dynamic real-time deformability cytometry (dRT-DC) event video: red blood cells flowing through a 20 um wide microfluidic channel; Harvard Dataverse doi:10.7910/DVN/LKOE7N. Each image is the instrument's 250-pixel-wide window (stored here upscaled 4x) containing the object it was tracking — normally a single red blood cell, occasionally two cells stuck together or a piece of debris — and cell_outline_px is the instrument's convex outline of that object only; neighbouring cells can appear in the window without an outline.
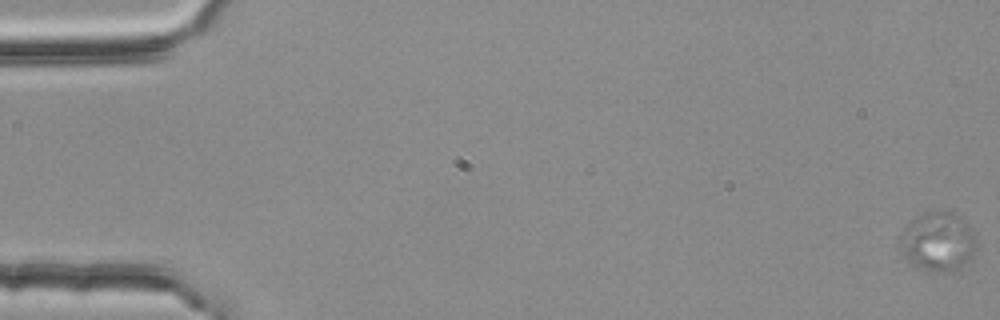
{"species": "common noctule bat (a hibernating species)", "species_latin": "Nyctalus noctula", "temperature_condition": "room temperature", "stored_images_in_passage": 4, "camera_frame_rate_fps": 3000, "um_per_image_px": 0.085, "animal": {"sex": "female", "body_mass_g": 25.1}, "frame": {"image": 1, "passage_image": 1, "time_ms": 0.0, "image_size_px": [1000, 320], "cell_outline_px": [[976, 248], [972, 260], [952, 272], [936, 272], [916, 264], [908, 260], [904, 252], [900, 240], [900, 236], [904, 228], [916, 216], [924, 212], [936, 208], [944, 208], [956, 212], [960, 216], [968, 228], [976, 244]], "centroid_in_image_um": [79.76, 20.48], "position_along_channel_um": 5.2, "area_um2": 26.18}}
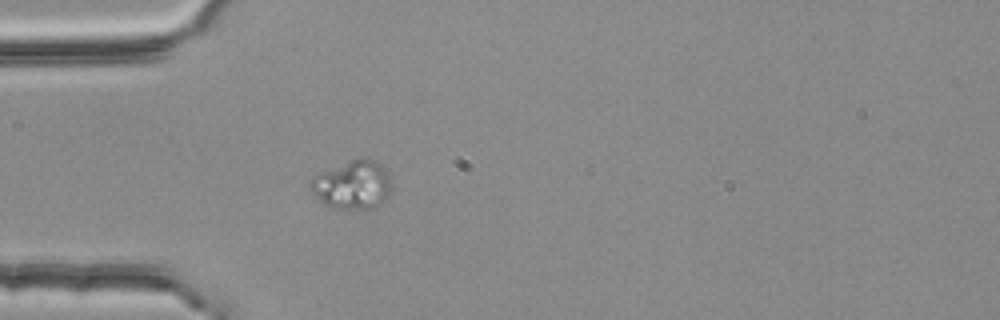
{"frame": {"image": 2, "passage_image": 4, "time_ms": 1.0, "image_size_px": [1000, 320], "cell_outline_px": [[392, 192], [388, 200], [376, 208], [332, 208], [324, 204], [312, 192], [308, 184], [320, 172], [360, 156], [364, 156], [388, 168], [392, 176]], "centroid_in_image_um": [30.07, 15.69], "position_along_channel_um": 54.9, "area_um2": 23.58}}